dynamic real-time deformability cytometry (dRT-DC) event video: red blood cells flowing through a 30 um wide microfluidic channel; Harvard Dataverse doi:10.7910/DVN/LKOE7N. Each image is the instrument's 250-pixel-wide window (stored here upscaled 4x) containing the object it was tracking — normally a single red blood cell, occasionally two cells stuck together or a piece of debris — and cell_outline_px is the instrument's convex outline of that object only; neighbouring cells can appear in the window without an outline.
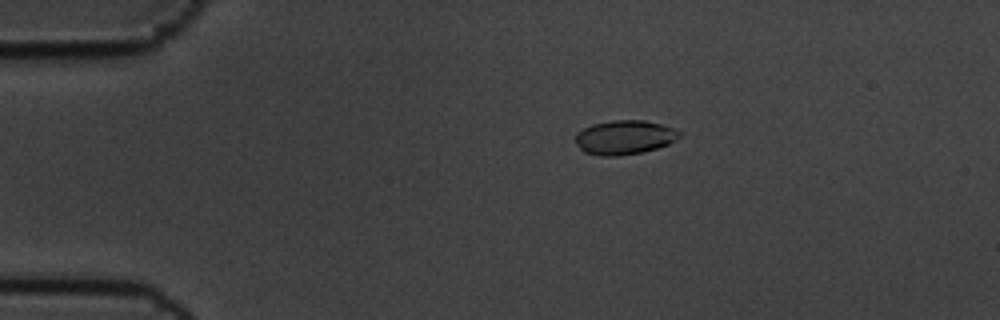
{"species": "common noctule bat (a hibernating species)", "species_latin": "Nyctalus noctula", "temperature_condition": "cold", "stored_images_in_passage": 9, "camera_frame_rate_fps": 3000, "um_per_image_px": 0.085, "animal": {"sex": "male", "body_mass_g": 19.5, "forearm_length_mm": 54.6}, "frame": {"image": 1, "passage_image": 4, "time_ms": 1.0, "image_size_px": [1000, 320], "cell_outline_px": [[680, 136], [668, 144], [644, 152], [620, 156], [600, 156], [584, 152], [576, 144], [576, 132], [592, 124], [612, 120], [644, 120], [660, 124], [672, 128], [680, 132]], "centroid_in_image_um": [53.05, 11.68], "position_along_channel_um": 32.0, "area_um2": 20.69}}
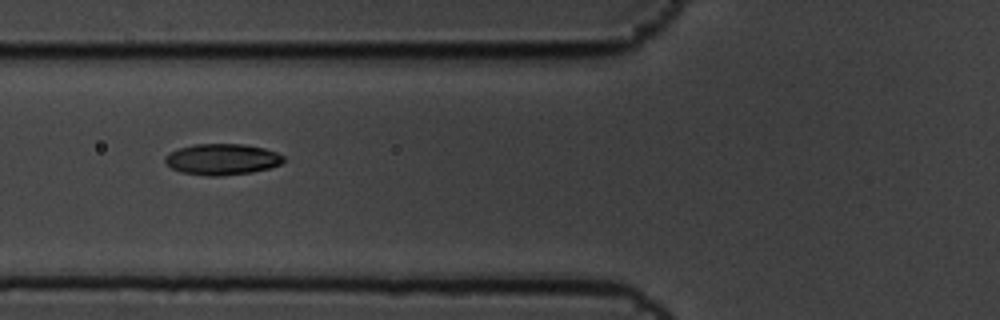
{"frame": {"image": 2, "passage_image": 7, "time_ms": 2.0, "image_size_px": [1000, 320], "cell_outline_px": [[284, 160], [280, 164], [268, 168], [252, 172], [220, 176], [208, 176], [180, 172], [172, 168], [164, 160], [164, 156], [168, 152], [180, 148], [196, 144], [240, 144], [264, 148], [276, 152], [284, 156]], "centroid_in_image_um": [18.85, 13.54], "position_along_channel_um": 106.9, "area_um2": 21.39}}
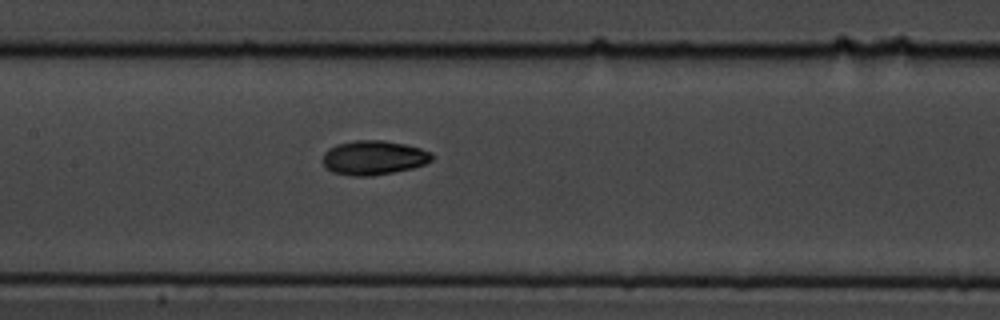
{"frame": {"image": 3, "passage_image": 9, "time_ms": 2.667, "image_size_px": [1000, 320], "cell_outline_px": [[432, 160], [424, 164], [412, 168], [372, 176], [352, 176], [332, 172], [320, 160], [324, 152], [328, 148], [336, 144], [356, 140], [384, 140], [404, 144], [420, 148], [432, 152]], "centroid_in_image_um": [31.72, 13.4], "position_along_channel_um": 175.7, "area_um2": 21.91}}